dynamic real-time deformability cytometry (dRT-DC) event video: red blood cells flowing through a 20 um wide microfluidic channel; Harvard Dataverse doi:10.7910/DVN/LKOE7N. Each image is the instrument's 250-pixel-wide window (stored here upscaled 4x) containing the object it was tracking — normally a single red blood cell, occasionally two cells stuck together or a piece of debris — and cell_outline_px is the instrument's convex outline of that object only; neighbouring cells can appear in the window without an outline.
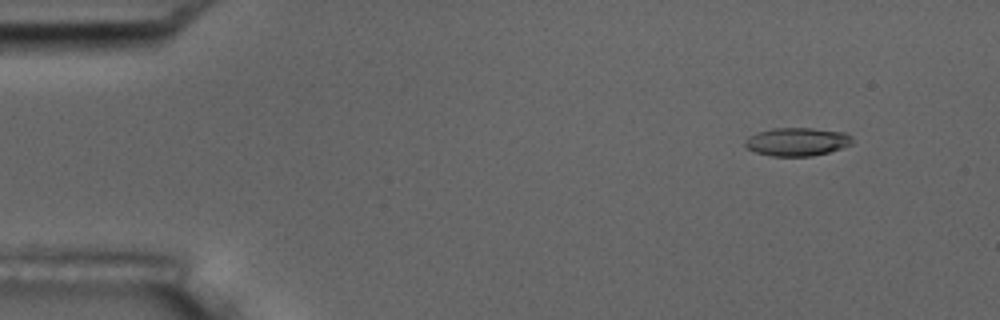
{"species": "common noctule bat (a hibernating species)", "species_latin": "Nyctalus noctula", "temperature_condition": "room temperature", "stored_images_in_passage": 5, "camera_frame_rate_fps": 3000, "um_per_image_px": 0.085, "animal": {"sex": "male", "body_mass_g": 17.5, "forearm_length_mm": 52.3}, "frame": {"image": 1, "passage_image": 2, "time_ms": 1.0, "image_size_px": [1000, 320], "cell_outline_px": [[852, 144], [828, 152], [812, 156], [772, 156], [756, 152], [748, 148], [744, 144], [744, 140], [748, 136], [756, 132], [772, 128], [812, 128], [844, 132], [852, 136]], "centroid_in_image_um": [67.73, 12.04], "position_along_channel_um": 17.3, "area_um2": 17.69}}
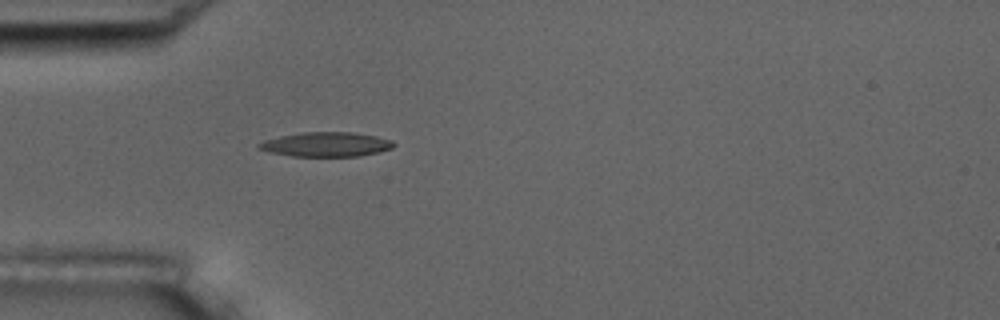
{"frame": {"image": 2, "passage_image": 5, "time_ms": 4.667, "image_size_px": [1000, 320], "cell_outline_px": [[396, 144], [392, 148], [380, 152], [360, 156], [292, 156], [272, 152], [256, 148], [256, 144], [264, 140], [280, 136], [304, 132], [352, 132], [376, 136], [392, 140]], "centroid_in_image_um": [27.74, 12.27], "position_along_channel_um": 57.3, "area_um2": 19.25}}